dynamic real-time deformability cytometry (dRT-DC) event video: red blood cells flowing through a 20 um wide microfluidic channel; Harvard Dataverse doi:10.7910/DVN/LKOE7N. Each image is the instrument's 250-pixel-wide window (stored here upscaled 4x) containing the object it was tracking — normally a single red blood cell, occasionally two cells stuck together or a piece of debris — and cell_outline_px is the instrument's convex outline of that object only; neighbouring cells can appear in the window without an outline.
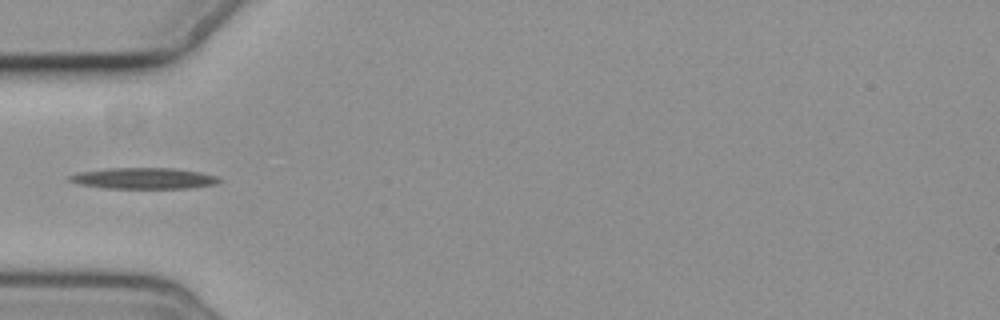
{"species": "common noctule bat (a hibernating species)", "species_latin": "Nyctalus noctula", "temperature_condition": "cold", "stored_images_in_passage": 7, "camera_frame_rate_fps": 3000, "um_per_image_px": 0.085, "animal": {"sex": "female", "body_mass_g": 19.3, "forearm_length_mm": 54.1}, "frame": {"image": 1, "passage_image": 4, "time_ms": 3.667, "image_size_px": [1000, 320], "cell_outline_px": [[224, 180], [216, 184], [188, 188], [104, 188], [80, 184], [68, 180], [68, 176], [80, 172], [108, 168], [172, 168], [200, 172], [216, 176]], "centroid_in_image_um": [12.24, 15.16], "position_along_channel_um": 72.8, "area_um2": 18.32}}
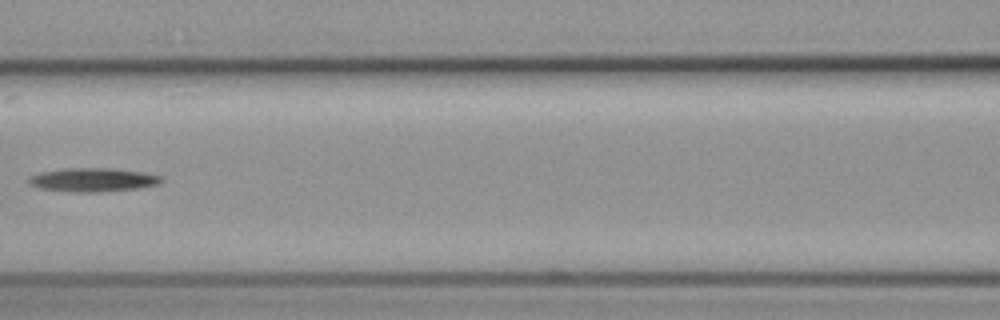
{"frame": {"image": 2, "passage_image": 6, "time_ms": 6.0, "image_size_px": [1000, 320], "cell_outline_px": [[164, 180], [160, 184], [140, 188], [100, 192], [76, 192], [40, 188], [28, 184], [28, 180], [32, 176], [40, 172], [64, 168], [108, 168], [144, 172], [164, 176]], "centroid_in_image_um": [7.96, 15.28], "position_along_channel_um": 158.6, "area_um2": 18.44}}
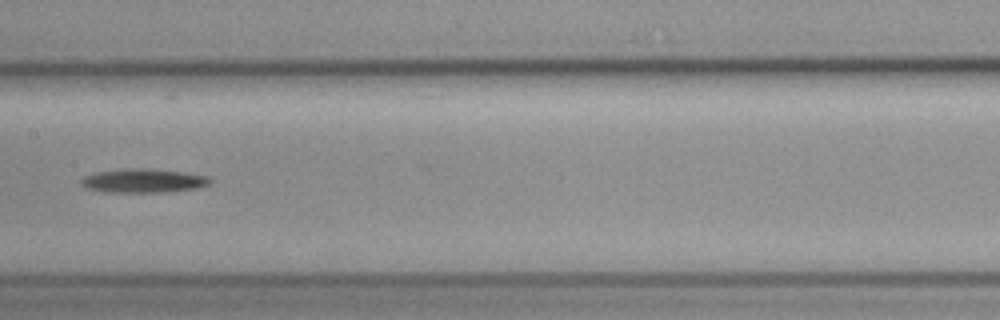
{"frame": {"image": 3, "passage_image": 7, "time_ms": 7.0, "image_size_px": [1000, 320], "cell_outline_px": [[212, 180], [208, 184], [196, 188], [160, 192], [104, 192], [84, 188], [80, 184], [80, 180], [84, 176], [96, 172], [124, 168], [148, 168], [184, 172], [208, 176]], "centroid_in_image_um": [12.12, 15.35], "position_along_channel_um": 195.3, "area_um2": 18.03}}